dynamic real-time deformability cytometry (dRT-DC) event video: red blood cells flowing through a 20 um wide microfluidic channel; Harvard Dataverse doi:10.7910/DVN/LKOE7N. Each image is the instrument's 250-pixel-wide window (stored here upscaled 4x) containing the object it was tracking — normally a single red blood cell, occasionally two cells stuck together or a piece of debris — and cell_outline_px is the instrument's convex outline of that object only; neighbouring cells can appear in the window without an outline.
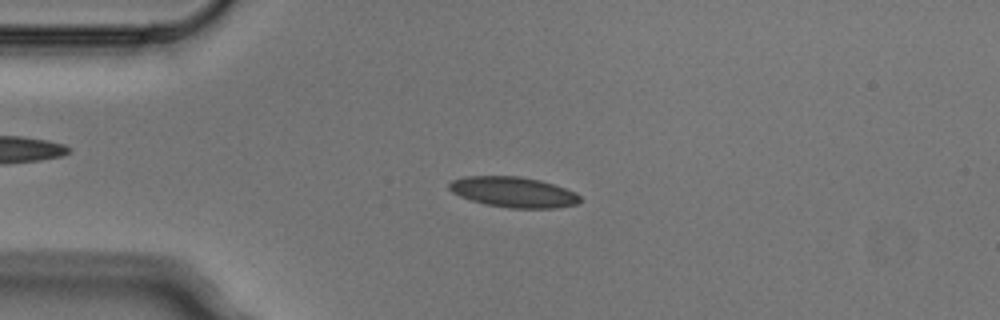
{"species": "Egyptian fruit bat (a non-hibernating species)", "species_latin": "Rousettus aegyptiacus", "temperature_condition": "cold", "stored_images_in_passage": 4, "camera_frame_rate_fps": 3000, "um_per_image_px": 0.085, "animal": {"sex": "male"}, "frame": {"image": 1, "passage_image": 1, "time_ms": 0.0, "image_size_px": [1000, 320], "cell_outline_px": [[584, 200], [576, 204], [556, 208], [508, 208], [484, 204], [460, 196], [452, 192], [448, 188], [448, 184], [452, 180], [464, 176], [520, 176], [540, 180], [576, 192]], "centroid_in_image_um": [43.65, 16.33], "position_along_channel_um": 41.4, "area_um2": 23.35}}
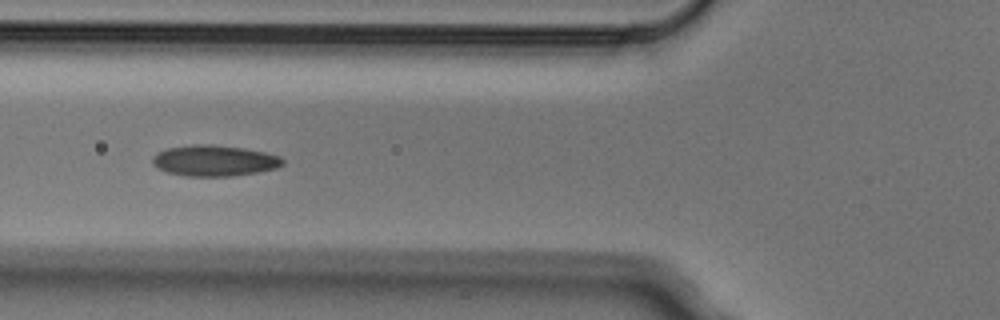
{"frame": {"image": 2, "passage_image": 3, "time_ms": 0.667, "image_size_px": [1000, 320], "cell_outline_px": [[284, 164], [276, 168], [256, 172], [232, 176], [184, 176], [168, 172], [156, 168], [152, 164], [152, 156], [156, 152], [164, 148], [192, 144], [212, 144], [244, 148], [264, 152], [280, 156], [284, 160]], "centroid_in_image_um": [18.17, 13.64], "position_along_channel_um": 107.6, "area_um2": 23.76}}
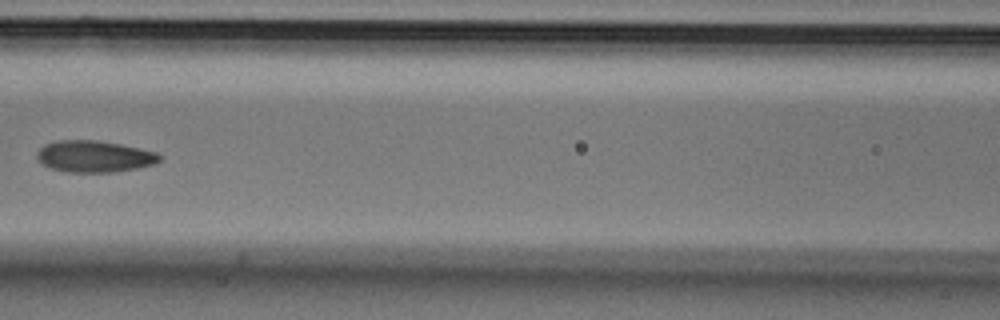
{"frame": {"image": 3, "passage_image": 4, "time_ms": 1.0, "image_size_px": [1000, 320], "cell_outline_px": [[164, 156], [156, 164], [136, 168], [112, 172], [64, 172], [48, 168], [36, 156], [36, 152], [44, 144], [60, 140], [96, 140], [120, 144], [156, 152]], "centroid_in_image_um": [8.02, 13.3], "position_along_channel_um": 158.6, "area_um2": 22.66}}